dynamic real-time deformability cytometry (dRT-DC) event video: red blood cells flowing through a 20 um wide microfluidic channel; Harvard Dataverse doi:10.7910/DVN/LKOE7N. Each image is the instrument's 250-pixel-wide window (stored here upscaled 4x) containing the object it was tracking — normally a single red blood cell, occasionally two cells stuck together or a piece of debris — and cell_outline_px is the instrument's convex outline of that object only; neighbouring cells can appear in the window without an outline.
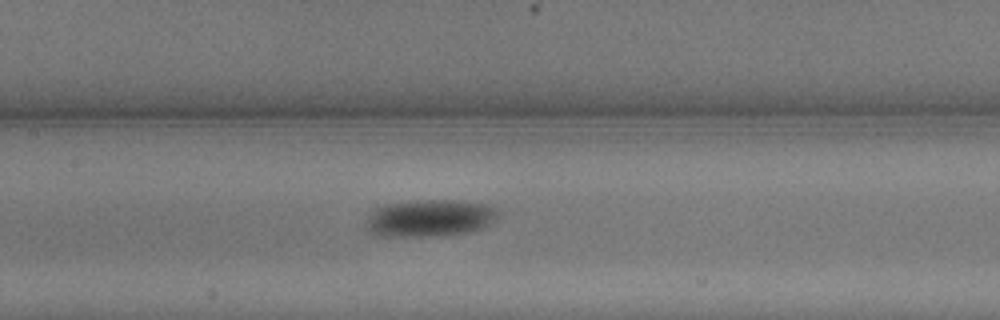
{"species": "common noctule bat (a hibernating species)", "species_latin": "Nyctalus noctula", "temperature_condition": "warm", "stored_images_in_passage": 12, "camera_frame_rate_fps": 3000, "um_per_image_px": 0.085, "animal": {"sex": "male", "body_mass_g": 13.3}, "frame": {"image": 1, "passage_image": 6, "time_ms": 1.667, "image_size_px": [1000, 320], "cell_outline_px": [[500, 208], [496, 216], [484, 228], [468, 232], [428, 236], [388, 236], [376, 232], [368, 228], [368, 216], [376, 208], [384, 204], [416, 200], [452, 200], [484, 204]], "centroid_in_image_um": [36.58, 18.51], "position_along_channel_um": 170.8, "area_um2": 27.98}}
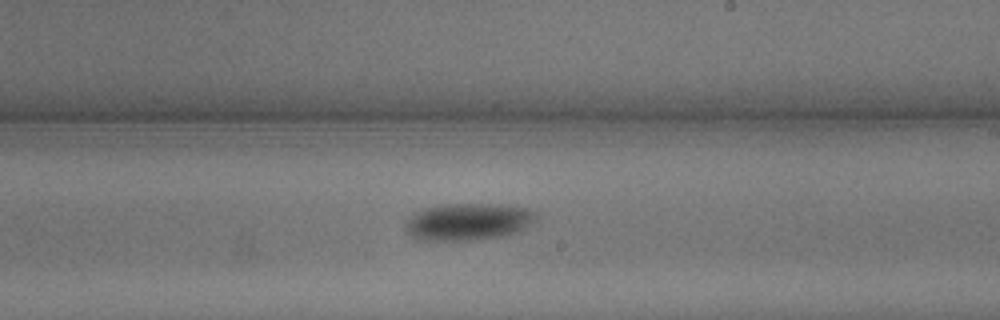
{"frame": {"image": 2, "passage_image": 9, "time_ms": 2.667, "image_size_px": [1000, 320], "cell_outline_px": [[540, 212], [536, 220], [520, 232], [504, 236], [472, 240], [420, 240], [412, 236], [408, 232], [408, 220], [416, 212], [428, 208], [444, 204], [488, 204], [528, 208]], "centroid_in_image_um": [39.91, 18.85], "position_along_channel_um": 249.1, "area_um2": 28.03}}